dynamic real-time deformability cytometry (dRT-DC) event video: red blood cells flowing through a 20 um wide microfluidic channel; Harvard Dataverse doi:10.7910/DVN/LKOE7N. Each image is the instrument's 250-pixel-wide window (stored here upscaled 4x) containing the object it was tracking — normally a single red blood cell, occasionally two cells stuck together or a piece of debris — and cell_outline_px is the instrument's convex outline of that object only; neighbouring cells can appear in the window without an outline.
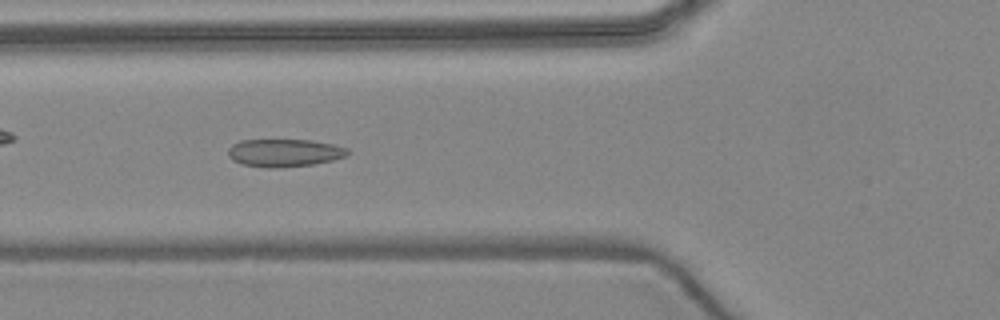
{"species": "common noctule bat (a hibernating species)", "species_latin": "Nyctalus noctula", "temperature_condition": "warm", "stored_images_in_passage": 5, "camera_frame_rate_fps": 3000, "um_per_image_px": 0.085, "animal": {"sex": "female", "body_mass_g": 24.6, "forearm_length_mm": 56.2}, "frame": {"image": 1, "passage_image": 5, "time_ms": 4.667, "image_size_px": [1000, 320], "cell_outline_px": [[348, 156], [332, 160], [312, 164], [276, 168], [264, 168], [240, 164], [232, 160], [228, 156], [228, 148], [232, 144], [240, 140], [312, 140], [332, 144], [348, 148]], "centroid_in_image_um": [24.13, 12.99], "position_along_channel_um": 101.7, "area_um2": 19.48}}